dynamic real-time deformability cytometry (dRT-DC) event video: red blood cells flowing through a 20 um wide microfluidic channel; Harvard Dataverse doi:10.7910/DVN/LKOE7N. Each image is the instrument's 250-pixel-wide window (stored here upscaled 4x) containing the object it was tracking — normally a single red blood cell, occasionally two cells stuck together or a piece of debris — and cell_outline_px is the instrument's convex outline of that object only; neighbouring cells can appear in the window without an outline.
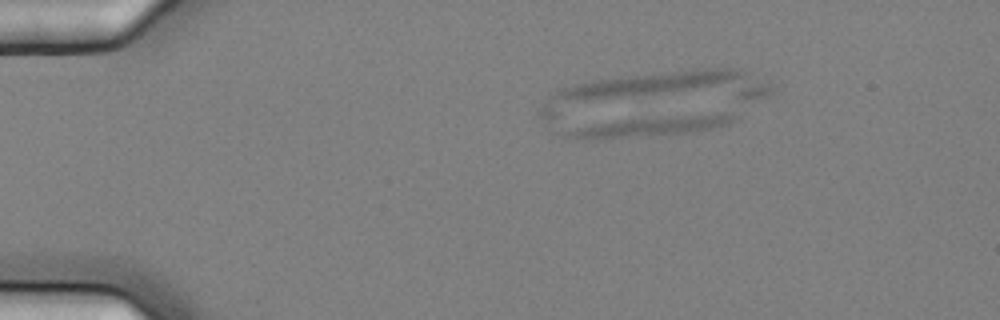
{"species": "common noctule bat (a hibernating species)", "species_latin": "Nyctalus noctula", "temperature_condition": "cold", "stored_images_in_passage": 5, "camera_frame_rate_fps": 3000, "um_per_image_px": 0.085, "animal": {"sex": "female", "body_mass_g": 25.1}, "frame": {"image": 1, "passage_image": 3, "time_ms": 0.667, "image_size_px": [1000, 320], "cell_outline_px": [[736, 116], [728, 124], [708, 128], [684, 132], [620, 136], [564, 136], [564, 132], [576, 128], [616, 120], [676, 116]], "centroid_in_image_um": [55.28, 10.71], "position_along_channel_um": 29.7, "area_um2": 16.13}}